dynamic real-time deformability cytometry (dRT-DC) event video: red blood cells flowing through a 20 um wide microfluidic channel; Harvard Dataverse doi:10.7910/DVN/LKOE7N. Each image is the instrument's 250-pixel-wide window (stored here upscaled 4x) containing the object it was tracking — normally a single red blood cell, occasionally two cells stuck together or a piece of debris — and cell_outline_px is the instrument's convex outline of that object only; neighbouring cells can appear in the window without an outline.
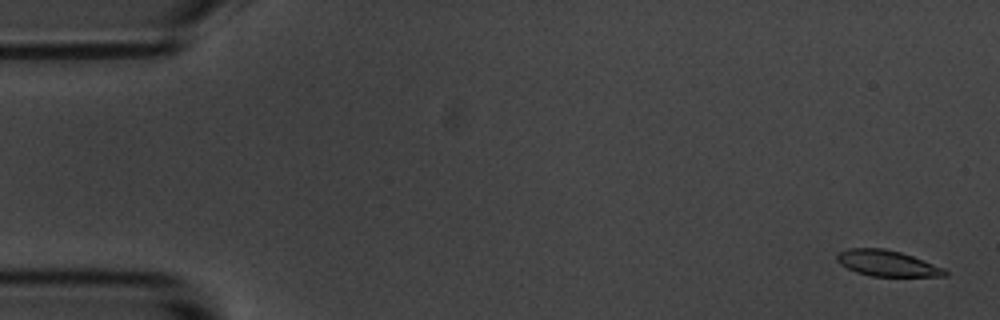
{"species": "common noctule bat (a hibernating species)", "species_latin": "Nyctalus noctula", "temperature_condition": "room temperature", "stored_images_in_passage": 5, "camera_frame_rate_fps": 3000, "um_per_image_px": 0.085, "animal": {"sex": "male", "body_mass_g": 20.1, "forearm_length_mm": 53.5}, "frame": {"image": 1, "passage_image": 1, "time_ms": 0.0, "image_size_px": [1000, 320], "cell_outline_px": [[948, 276], [872, 276], [856, 272], [840, 264], [836, 260], [836, 252], [848, 248], [884, 248], [900, 252], [912, 256], [944, 268], [948, 272]], "centroid_in_image_um": [75.37, 22.37], "position_along_channel_um": 9.6, "area_um2": 16.3}}
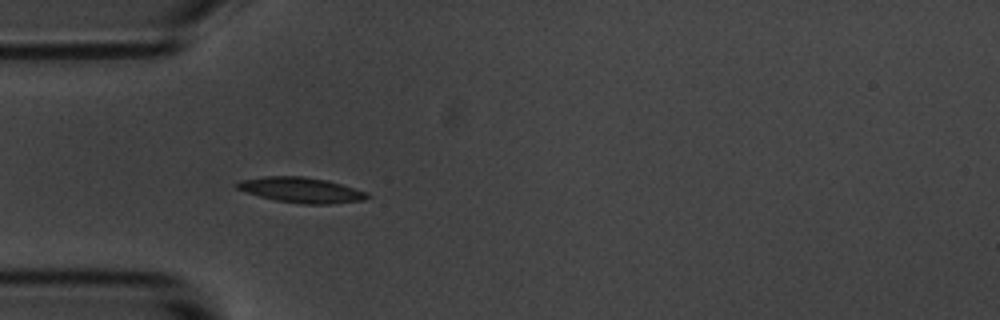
{"frame": {"image": 2, "passage_image": 5, "time_ms": 5.0, "image_size_px": [1000, 320], "cell_outline_px": [[372, 196], [364, 200], [328, 204], [304, 204], [276, 200], [260, 196], [236, 188], [232, 184], [240, 180], [264, 176], [304, 176], [328, 180], [368, 192]], "centroid_in_image_um": [25.62, 16.14], "position_along_channel_um": 59.4, "area_um2": 19.31}}